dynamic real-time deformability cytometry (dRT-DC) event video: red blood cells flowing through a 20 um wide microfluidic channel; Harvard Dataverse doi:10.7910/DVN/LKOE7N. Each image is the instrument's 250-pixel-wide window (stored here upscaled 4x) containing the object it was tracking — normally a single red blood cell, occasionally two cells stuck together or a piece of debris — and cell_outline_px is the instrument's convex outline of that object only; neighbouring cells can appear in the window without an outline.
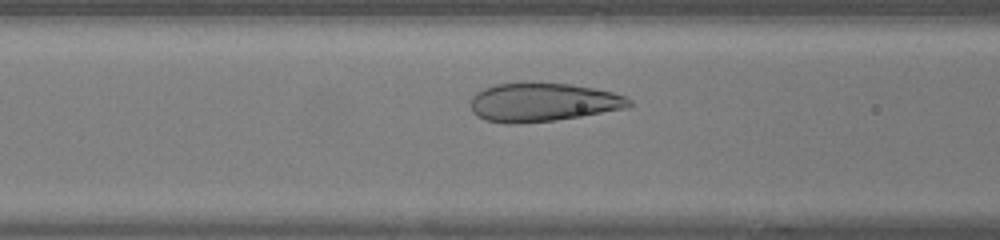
{"species": "human", "species_latin": "Homo sapiens", "temperature_condition": "warm", "stored_images_in_passage": 42, "camera_frame_rate_fps": 3000, "um_per_image_px": 0.085, "donor": {"sex": "female"}, "frame": {"image": 1, "passage_image": 13, "time_ms": 4.0, "image_size_px": [1000, 240], "cell_outline_px": [[632, 104], [628, 108], [556, 120], [512, 124], [508, 124], [484, 120], [476, 116], [472, 112], [472, 96], [476, 92], [484, 88], [496, 84], [572, 84], [612, 92], [624, 96], [632, 100]], "centroid_in_image_um": [46.14, 8.71], "position_along_channel_um": 120.5, "area_um2": 35.26}}
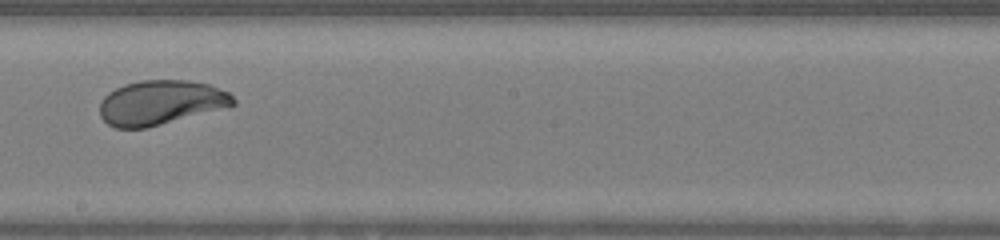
{"frame": {"image": 2, "passage_image": 21, "time_ms": 6.667, "image_size_px": [1000, 240], "cell_outline_px": [[236, 104], [148, 128], [116, 128], [108, 124], [100, 116], [100, 100], [108, 92], [124, 84], [140, 80], [188, 80], [208, 84], [228, 92], [236, 100]], "centroid_in_image_um": [13.62, 8.71], "position_along_channel_um": 234.6, "area_um2": 34.51}}
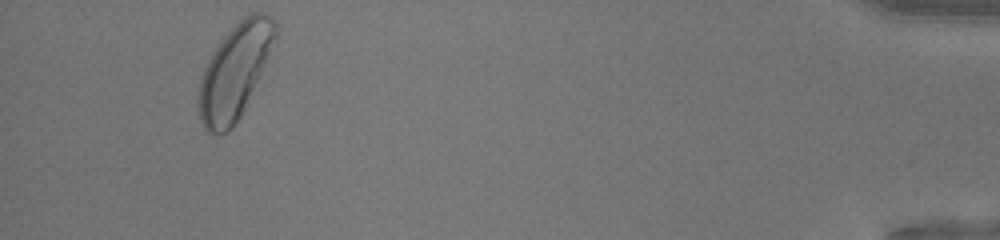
{"frame": {"image": 3, "passage_image": 39, "time_ms": 12.667, "image_size_px": [1000, 240], "cell_outline_px": [[276, 36], [264, 64], [244, 108], [240, 116], [232, 128], [228, 132], [216, 136], [208, 132], [204, 128], [200, 120], [196, 100], [200, 76], [216, 44], [244, 16], [252, 12], [260, 12], [268, 16], [276, 24]], "centroid_in_image_um": [19.87, 6.12], "position_along_channel_um": 415.3, "area_um2": 41.67}, "authors_computed_cell_mechanics": {"area_um2": 36.2695, "velocity_mm_per_s": 4.287, "shape_relaxation_time_tau1_ms": 3.0715, "shape_relaxation_time_tau2_ms": null, "deformation_change_tau1": 0.1505, "deformation_change_tau2": null}}